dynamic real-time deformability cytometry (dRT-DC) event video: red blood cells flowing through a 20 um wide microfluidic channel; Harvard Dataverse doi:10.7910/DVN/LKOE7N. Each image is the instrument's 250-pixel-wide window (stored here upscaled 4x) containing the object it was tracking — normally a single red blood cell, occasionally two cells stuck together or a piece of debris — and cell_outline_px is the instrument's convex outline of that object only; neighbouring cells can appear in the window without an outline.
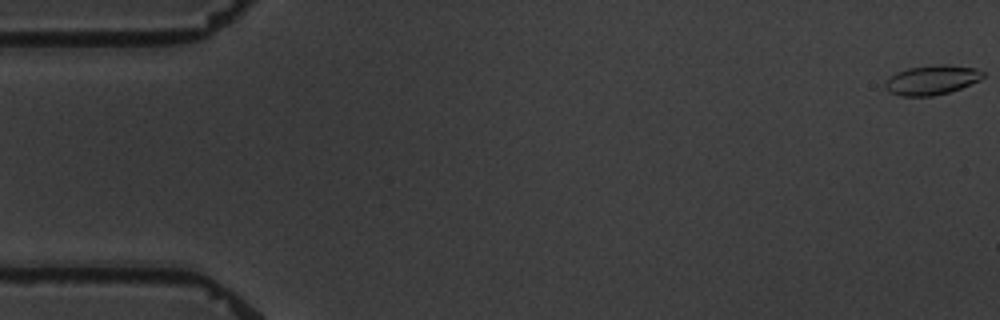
{"species": "common noctule bat (a hibernating species)", "species_latin": "Nyctalus noctula", "temperature_condition": "warm", "stored_images_in_passage": 8, "camera_frame_rate_fps": 3000, "um_per_image_px": 0.085, "animal": {"sex": "male", "body_mass_g": 19.5, "forearm_length_mm": 54.6}, "frame": {"image": 1, "passage_image": 1, "time_ms": 0.0, "image_size_px": [1000, 320], "cell_outline_px": [[984, 76], [980, 80], [960, 88], [948, 92], [932, 96], [900, 96], [888, 92], [884, 88], [884, 80], [896, 72], [908, 68], [940, 64], [948, 64], [976, 68], [984, 72]], "centroid_in_image_um": [79.16, 6.79], "position_along_channel_um": 5.8, "area_um2": 16.99}}
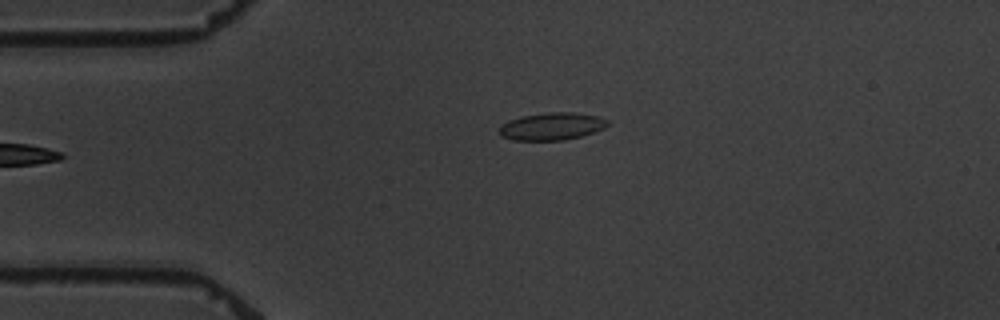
{"frame": {"image": 2, "passage_image": 8, "time_ms": 11.0, "image_size_px": [1000, 320], "cell_outline_px": [[608, 124], [604, 128], [580, 136], [564, 140], [512, 140], [500, 136], [500, 128], [508, 120], [520, 116], [548, 112], [572, 112], [596, 116], [608, 120]], "centroid_in_image_um": [46.87, 10.73], "position_along_channel_um": 38.1, "area_um2": 17.17}}